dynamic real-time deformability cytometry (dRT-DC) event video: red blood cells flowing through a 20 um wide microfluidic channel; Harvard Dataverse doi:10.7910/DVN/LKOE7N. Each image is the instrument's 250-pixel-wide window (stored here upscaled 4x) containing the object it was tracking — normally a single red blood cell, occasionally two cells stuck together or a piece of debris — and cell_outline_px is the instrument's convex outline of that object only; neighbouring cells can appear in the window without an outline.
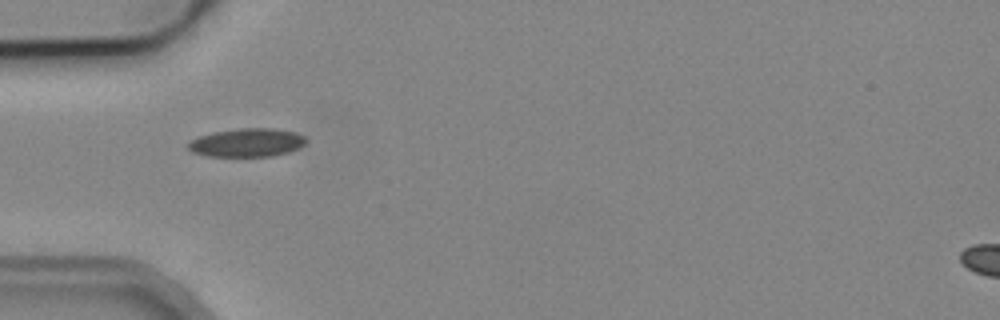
{"species": "common noctule bat (a hibernating species)", "species_latin": "Nyctalus noctula", "temperature_condition": "cold", "stored_images_in_passage": 6, "camera_frame_rate_fps": 3000, "um_per_image_px": 0.085, "animal": {"sex": "male", "body_mass_g": 19.2, "forearm_length_mm": 51.8}, "frame": {"image": 1, "passage_image": 1, "time_ms": 0.0, "image_size_px": [1000, 320], "cell_outline_px": [[308, 140], [300, 148], [288, 152], [272, 156], [204, 156], [192, 152], [188, 148], [188, 140], [212, 132], [240, 128], [276, 128], [296, 132], [304, 136]], "centroid_in_image_um": [21.0, 12.12], "position_along_channel_um": 64.0, "area_um2": 19.77}}
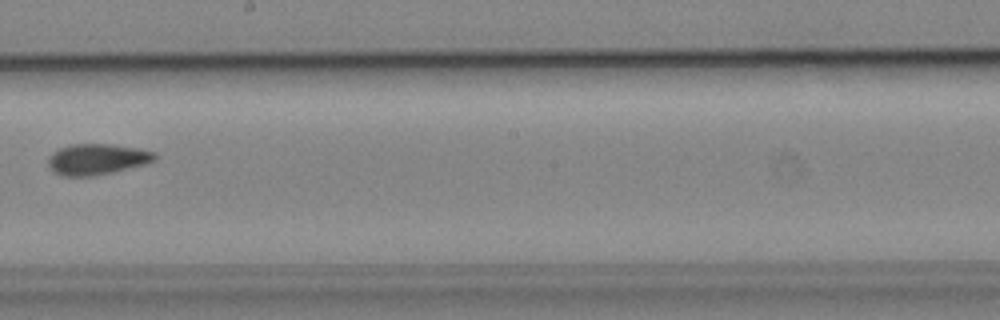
{"frame": {"image": 2, "passage_image": 5, "time_ms": 4.667, "image_size_px": [1000, 320], "cell_outline_px": [[156, 160], [148, 164], [112, 172], [92, 176], [60, 176], [48, 164], [48, 156], [52, 152], [60, 148], [72, 144], [112, 144], [136, 148], [156, 152]], "centroid_in_image_um": [8.27, 13.53], "position_along_channel_um": 239.9, "area_um2": 19.25}}
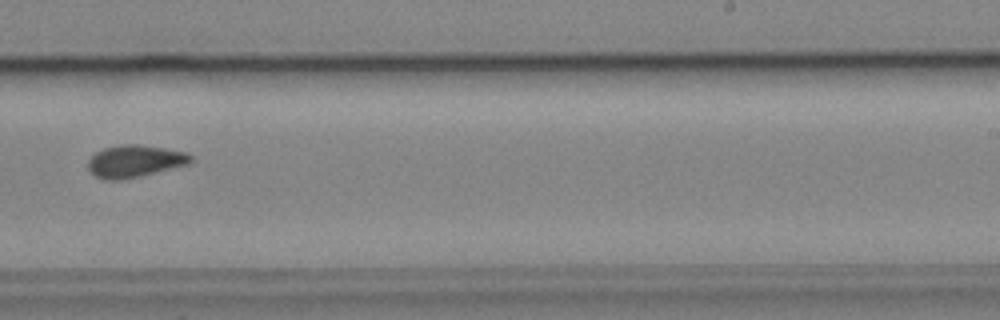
{"frame": {"image": 3, "passage_image": 6, "time_ms": 5.667, "image_size_px": [1000, 320], "cell_outline_px": [[192, 160], [188, 164], [124, 180], [108, 180], [96, 176], [88, 168], [88, 160], [96, 152], [104, 148], [120, 144], [136, 144], [164, 148], [184, 152], [192, 156]], "centroid_in_image_um": [11.43, 13.7], "position_along_channel_um": 277.6, "area_um2": 19.07}}